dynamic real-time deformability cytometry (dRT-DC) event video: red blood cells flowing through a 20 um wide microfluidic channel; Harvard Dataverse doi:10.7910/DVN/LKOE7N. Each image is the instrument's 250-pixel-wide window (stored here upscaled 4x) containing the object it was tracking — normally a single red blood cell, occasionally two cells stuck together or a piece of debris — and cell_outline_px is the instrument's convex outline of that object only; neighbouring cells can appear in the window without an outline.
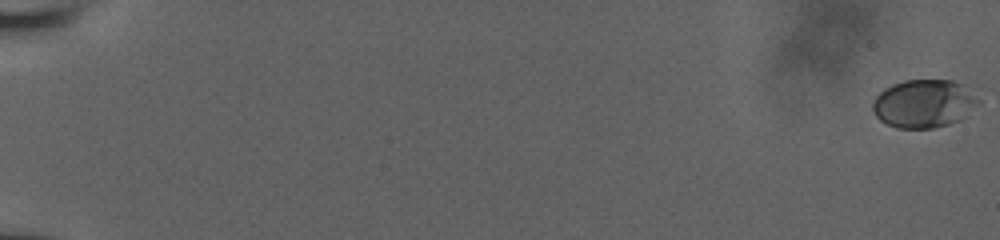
{"species": "human", "species_latin": "Homo sapiens", "temperature_condition": "room temperature", "stored_images_in_passage": 9, "camera_frame_rate_fps": 3000, "um_per_image_px": 0.085, "donor": {"sex": "male"}, "frame": {"image": 1, "passage_image": 1, "time_ms": 0.0, "image_size_px": [1000, 240], "cell_outline_px": [[980, 104], [960, 120], [948, 124], [932, 128], [896, 128], [880, 120], [872, 112], [872, 100], [884, 88], [892, 84], [904, 80], [952, 80], [964, 84], [980, 100]], "centroid_in_image_um": [78.53, 8.8], "position_along_channel_um": 6.5, "area_um2": 29.94}}
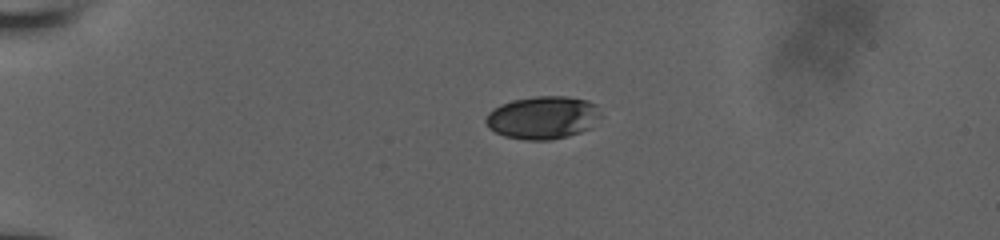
{"frame": {"image": 2, "passage_image": 6, "time_ms": 5.333, "image_size_px": [1000, 240], "cell_outline_px": [[600, 116], [592, 128], [568, 136], [548, 140], [528, 140], [504, 136], [488, 128], [484, 120], [488, 112], [492, 108], [500, 104], [512, 100], [536, 96], [568, 96], [588, 100], [596, 104], [600, 112]], "centroid_in_image_um": [46.13, 9.98], "position_along_channel_um": 38.9, "area_um2": 29.02}}
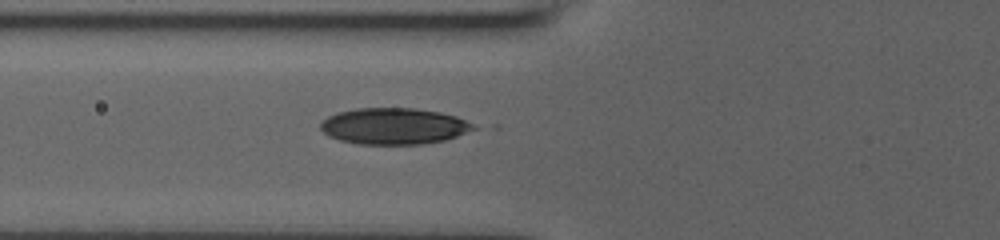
{"frame": {"image": 3, "passage_image": 9, "time_ms": 8.333, "image_size_px": [1000, 240], "cell_outline_px": [[480, 128], [444, 140], [424, 144], [356, 144], [340, 140], [328, 136], [320, 128], [320, 124], [328, 116], [340, 112], [356, 108], [412, 108], [440, 112], [456, 116]], "centroid_in_image_um": [33.48, 10.72], "position_along_channel_um": 92.3, "area_um2": 32.31}}